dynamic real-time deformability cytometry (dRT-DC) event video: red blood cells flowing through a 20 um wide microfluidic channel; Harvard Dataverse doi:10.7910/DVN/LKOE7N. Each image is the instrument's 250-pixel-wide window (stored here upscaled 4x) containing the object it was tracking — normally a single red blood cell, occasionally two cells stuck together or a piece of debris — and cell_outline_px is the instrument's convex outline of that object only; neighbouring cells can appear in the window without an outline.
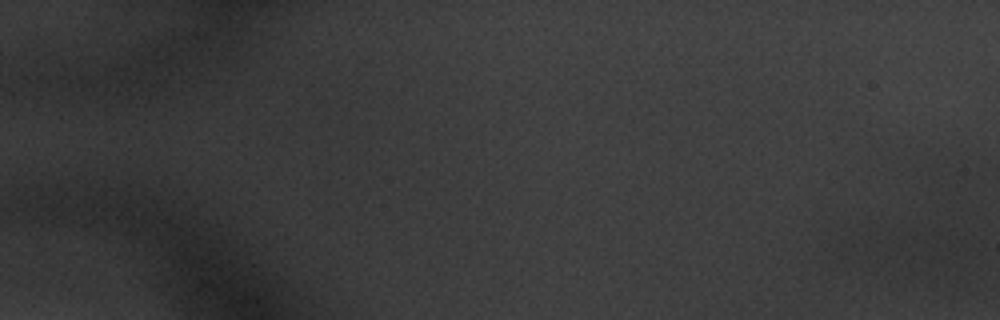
{"species": "common noctule bat (a hibernating species)", "species_latin": "Nyctalus noctula", "temperature_condition": "warm", "stored_images_in_passage": 6, "camera_frame_rate_fps": 3000, "um_per_image_px": 0.085, "animal": {"sex": "male", "body_mass_g": 20.1, "forearm_length_mm": 53.5}, "frame": {"image": 1, "passage_image": 1, "time_ms": 0.0, "image_size_px": [1000, 320], "cell_outline_px": [[956, 252], [940, 260], [920, 260], [888, 252], [876, 248], [868, 228], [868, 224], [944, 224], [952, 228], [956, 236]], "centroid_in_image_um": [77.78, 20.41], "position_along_channel_um": 7.2, "area_um2": 19.02}}